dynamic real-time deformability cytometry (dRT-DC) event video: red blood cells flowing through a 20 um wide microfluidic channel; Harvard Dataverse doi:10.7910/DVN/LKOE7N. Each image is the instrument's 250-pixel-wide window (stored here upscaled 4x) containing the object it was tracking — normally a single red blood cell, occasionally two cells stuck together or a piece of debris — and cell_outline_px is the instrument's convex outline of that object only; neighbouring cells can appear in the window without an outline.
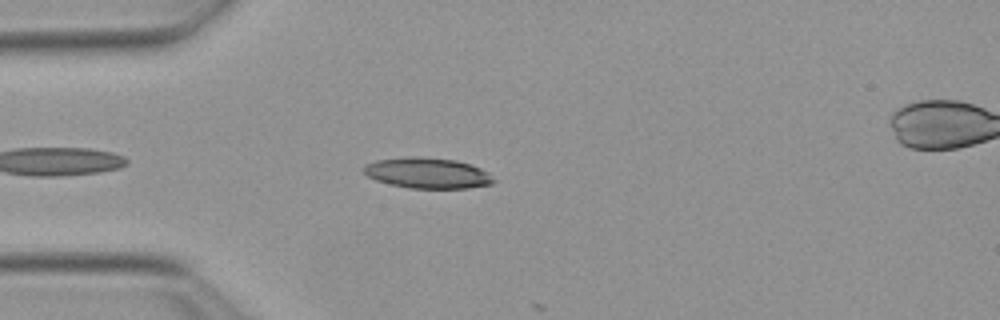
{"species": "Egyptian fruit bat (a non-hibernating species)", "species_latin": "Rousettus aegyptiacus", "temperature_condition": "warm", "stored_images_in_passage": 6, "camera_frame_rate_fps": 3000, "um_per_image_px": 0.085, "animal": {"sex": "female"}, "frame": {"image": 1, "passage_image": 5, "time_ms": 1.333, "image_size_px": [1000, 320], "cell_outline_px": [[496, 180], [492, 184], [468, 188], [408, 188], [376, 180], [368, 176], [360, 168], [364, 164], [376, 160], [408, 156], [416, 156], [456, 160], [480, 168], [488, 172]], "centroid_in_image_um": [36.31, 14.7], "position_along_channel_um": 48.7, "area_um2": 23.29}}